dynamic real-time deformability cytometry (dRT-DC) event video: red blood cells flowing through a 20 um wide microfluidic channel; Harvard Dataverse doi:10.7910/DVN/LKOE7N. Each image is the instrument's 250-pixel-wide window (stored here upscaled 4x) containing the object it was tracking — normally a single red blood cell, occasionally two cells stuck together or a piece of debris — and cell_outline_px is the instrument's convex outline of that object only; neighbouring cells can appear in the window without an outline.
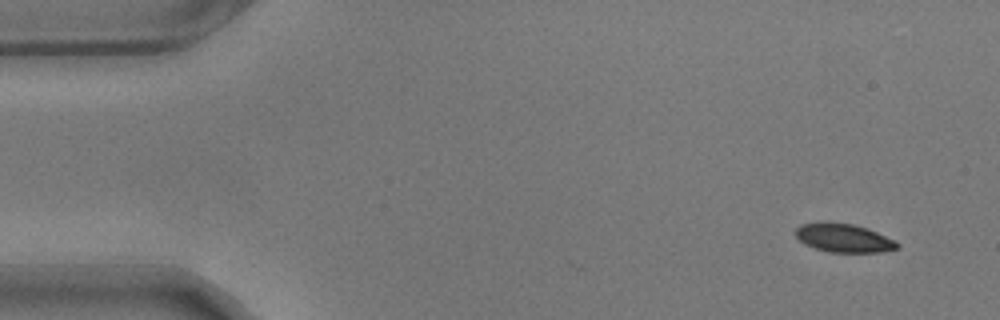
{"species": "common noctule bat (a hibernating species)", "species_latin": "Nyctalus noctula", "temperature_condition": "warm", "stored_images_in_passage": 4, "camera_frame_rate_fps": 3000, "um_per_image_px": 0.085, "animal": {"sex": "male", "body_mass_g": 17.9}, "frame": {"image": 1, "passage_image": 4, "time_ms": 1.0, "image_size_px": [1000, 320], "cell_outline_px": [[900, 244], [896, 248], [880, 252], [828, 252], [804, 244], [796, 236], [796, 228], [800, 224], [852, 224], [868, 228], [896, 240]], "centroid_in_image_um": [71.76, 20.26], "position_along_channel_um": 13.2, "area_um2": 16.42}}